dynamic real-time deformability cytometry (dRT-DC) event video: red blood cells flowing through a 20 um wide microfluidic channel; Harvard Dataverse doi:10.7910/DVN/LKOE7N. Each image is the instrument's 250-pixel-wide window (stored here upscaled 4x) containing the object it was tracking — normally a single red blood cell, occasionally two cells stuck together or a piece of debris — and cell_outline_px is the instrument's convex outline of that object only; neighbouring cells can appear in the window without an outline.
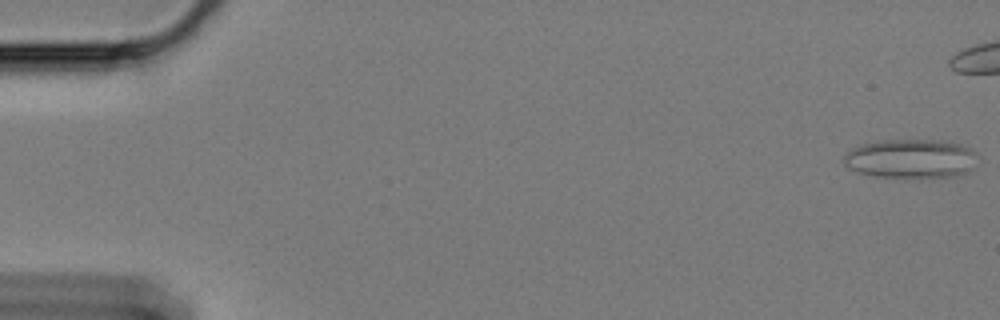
{"species": "Egyptian fruit bat (a non-hibernating species)", "species_latin": "Rousettus aegyptiacus", "temperature_condition": "cold", "stored_images_in_passage": 23, "camera_frame_rate_fps": 3000, "um_per_image_px": 0.085, "animal": {"sex": "female"}, "frame": {"image": 1, "passage_image": 1, "time_ms": 0.0, "image_size_px": [1000, 320], "cell_outline_px": [[980, 156], [976, 168], [960, 176], [920, 180], [904, 180], [872, 176], [856, 172], [848, 168], [844, 164], [844, 156], [852, 148], [864, 144], [880, 140], [932, 140], [960, 144], [968, 148]], "centroid_in_image_um": [77.48, 13.56], "position_along_channel_um": 7.5, "area_um2": 31.91}}